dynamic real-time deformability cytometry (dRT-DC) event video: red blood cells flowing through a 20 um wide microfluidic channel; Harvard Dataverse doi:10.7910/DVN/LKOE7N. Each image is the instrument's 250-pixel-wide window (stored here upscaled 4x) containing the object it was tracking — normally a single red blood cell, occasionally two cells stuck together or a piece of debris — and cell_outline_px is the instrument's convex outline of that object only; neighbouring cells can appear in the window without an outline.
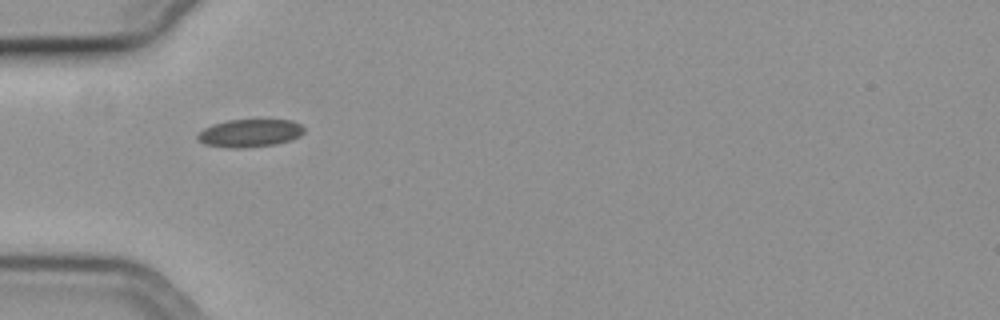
{"species": "common noctule bat (a hibernating species)", "species_latin": "Nyctalus noctula", "temperature_condition": "cold", "stored_images_in_passage": 39, "camera_frame_rate_fps": 3000, "um_per_image_px": 0.085, "animal": {"sex": "female", "body_mass_g": 19.3, "forearm_length_mm": 54.1}, "frame": {"image": 1, "passage_image": 1, "time_ms": 0.0, "image_size_px": [1000, 320], "cell_outline_px": [[304, 132], [300, 136], [292, 140], [276, 144], [244, 148], [228, 148], [204, 144], [196, 136], [204, 128], [212, 124], [228, 120], [292, 120], [300, 124], [304, 128]], "centroid_in_image_um": [21.25, 11.32], "position_along_channel_um": 63.7, "area_um2": 17.34}}
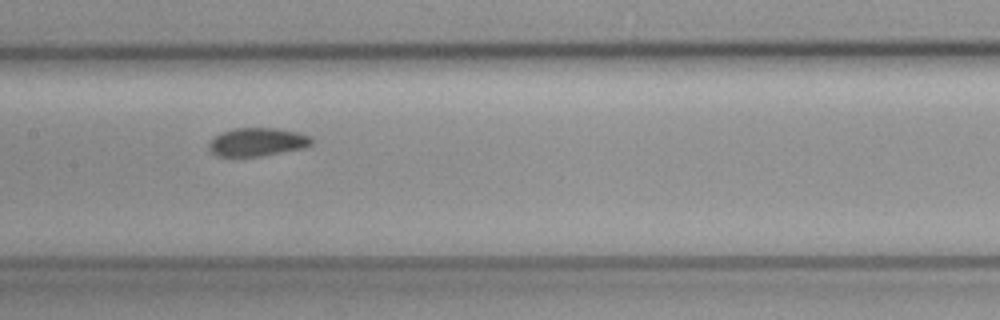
{"frame": {"image": 2, "passage_image": 11, "time_ms": 3.333, "image_size_px": [1000, 320], "cell_outline_px": [[312, 144], [304, 148], [260, 156], [216, 156], [208, 148], [208, 144], [220, 132], [232, 128], [276, 128], [300, 132], [312, 136]], "centroid_in_image_um": [21.89, 12.06], "position_along_channel_um": 185.5, "area_um2": 17.05}}
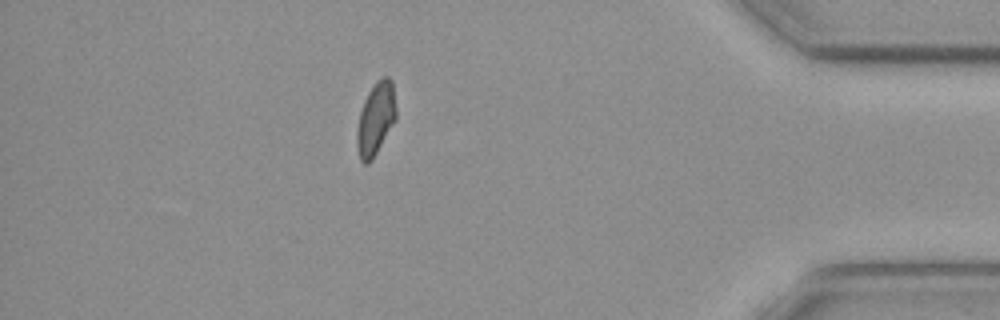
{"frame": {"image": 3, "passage_image": 32, "time_ms": 10.333, "image_size_px": [1000, 320], "cell_outline_px": [[396, 120], [372, 160], [368, 164], [364, 164], [360, 160], [356, 144], [356, 132], [360, 112], [364, 100], [368, 92], [376, 80], [380, 76], [388, 76], [392, 80], [396, 108]], "centroid_in_image_um": [31.93, 10.08], "position_along_channel_um": 403.3, "area_um2": 16.82}, "authors_computed_cell_mechanics": {"area_um2": 16.9932, "velocity_mm_per_s": 3.7216, "shape_relaxation_time_tau1_ms": null, "shape_relaxation_time_tau2_ms": 1.7039, "deformation_change_tau1": null, "deformation_change_tau2": 0.0525}}